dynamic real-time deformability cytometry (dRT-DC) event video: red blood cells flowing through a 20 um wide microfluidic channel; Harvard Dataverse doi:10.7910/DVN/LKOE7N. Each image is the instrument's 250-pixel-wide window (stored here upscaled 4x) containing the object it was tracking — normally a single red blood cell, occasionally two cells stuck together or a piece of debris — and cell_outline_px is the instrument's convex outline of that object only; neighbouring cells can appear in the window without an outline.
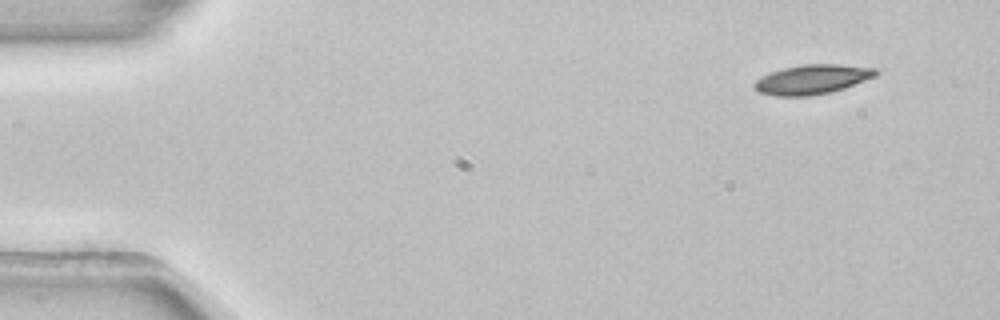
{"species": "common noctule bat (a hibernating species)", "species_latin": "Nyctalus noctula", "temperature_condition": "room temperature", "stored_images_in_passage": 8, "camera_frame_rate_fps": 3000, "um_per_image_px": 0.085, "animal": {"sex": "female", "body_mass_g": 22.7, "forearm_length_mm": 54.2}, "frame": {"image": 1, "passage_image": 1, "time_ms": 0.0, "image_size_px": [1000, 320], "cell_outline_px": [[880, 72], [876, 76], [844, 88], [832, 92], [812, 96], [776, 96], [760, 92], [752, 84], [756, 80], [772, 72], [784, 68], [804, 64], [836, 64], [876, 68]], "centroid_in_image_um": [69.08, 6.75], "position_along_channel_um": 15.9, "area_um2": 20.75}}